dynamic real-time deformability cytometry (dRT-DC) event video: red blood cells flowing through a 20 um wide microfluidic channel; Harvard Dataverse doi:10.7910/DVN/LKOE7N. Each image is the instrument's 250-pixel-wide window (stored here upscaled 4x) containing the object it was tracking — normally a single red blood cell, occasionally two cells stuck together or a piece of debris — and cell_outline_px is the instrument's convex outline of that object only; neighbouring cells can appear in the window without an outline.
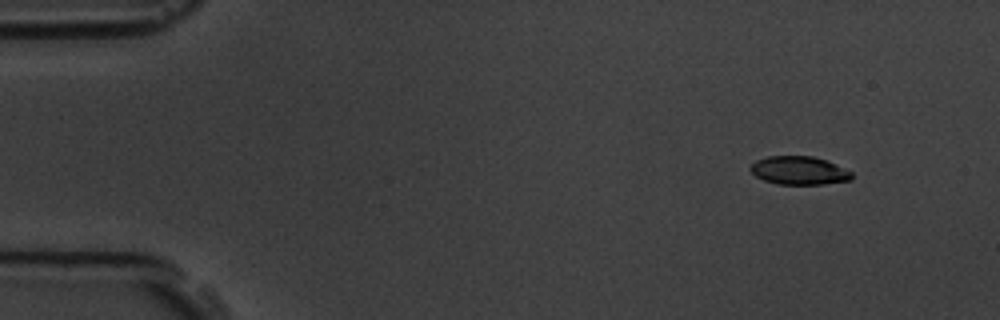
{"species": "common noctule bat (a hibernating species)", "species_latin": "Nyctalus noctula", "temperature_condition": "room temperature", "stored_images_in_passage": 5, "camera_frame_rate_fps": 3000, "um_per_image_px": 0.085, "animal": {"sex": "male", "body_mass_g": 19.5, "forearm_length_mm": 54.6}, "frame": {"image": 1, "passage_image": 2, "time_ms": 1.333, "image_size_px": [1000, 320], "cell_outline_px": [[852, 180], [824, 184], [776, 184], [764, 180], [756, 176], [748, 168], [756, 160], [768, 156], [812, 156], [836, 164], [852, 172]], "centroid_in_image_um": [67.92, 14.49], "position_along_channel_um": 17.1, "area_um2": 16.7}}
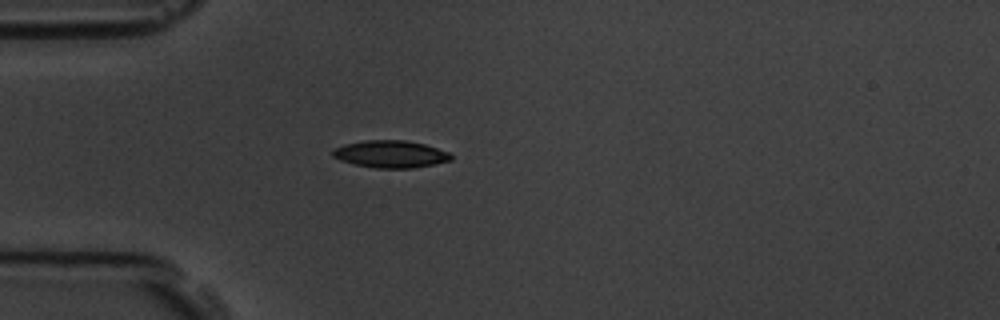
{"frame": {"image": 2, "passage_image": 5, "time_ms": 4.667, "image_size_px": [1000, 320], "cell_outline_px": [[452, 160], [412, 168], [376, 168], [356, 164], [340, 160], [332, 156], [332, 148], [344, 144], [364, 140], [404, 140], [424, 144], [448, 152], [452, 156]], "centroid_in_image_um": [33.16, 13.09], "position_along_channel_um": 51.8, "area_um2": 18.67}}